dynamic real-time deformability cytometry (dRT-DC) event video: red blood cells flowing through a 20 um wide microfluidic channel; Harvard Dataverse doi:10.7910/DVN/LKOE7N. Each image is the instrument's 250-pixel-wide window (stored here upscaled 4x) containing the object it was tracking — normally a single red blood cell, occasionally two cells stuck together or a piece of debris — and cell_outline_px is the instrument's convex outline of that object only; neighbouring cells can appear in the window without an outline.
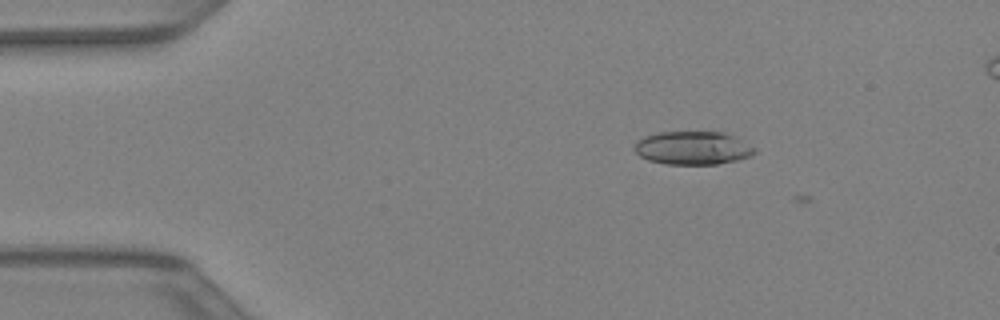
{"species": "Egyptian fruit bat (a non-hibernating species)", "species_latin": "Rousettus aegyptiacus", "temperature_condition": "warm", "stored_images_in_passage": 5, "camera_frame_rate_fps": 3000, "um_per_image_px": 0.085, "animal": {"sex": "female"}, "frame": {"image": 1, "passage_image": 4, "time_ms": 1.0, "image_size_px": [1000, 320], "cell_outline_px": [[756, 152], [752, 156], [736, 160], [716, 164], [664, 164], [648, 160], [640, 156], [632, 148], [636, 140], [644, 136], [660, 132], [724, 132], [756, 148]], "centroid_in_image_um": [58.84, 12.58], "position_along_channel_um": 26.2, "area_um2": 23.35}}